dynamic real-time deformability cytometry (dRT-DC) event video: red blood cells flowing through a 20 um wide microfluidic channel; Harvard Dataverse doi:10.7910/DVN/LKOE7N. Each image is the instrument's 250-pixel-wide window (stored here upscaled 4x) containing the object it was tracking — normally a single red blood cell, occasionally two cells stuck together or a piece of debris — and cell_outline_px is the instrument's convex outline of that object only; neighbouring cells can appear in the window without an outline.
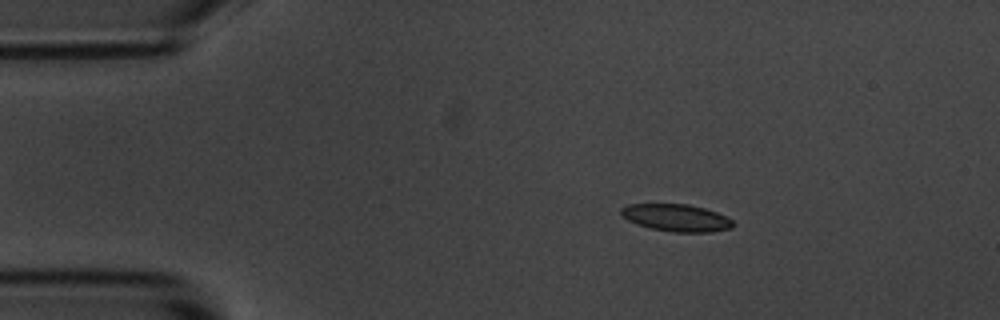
{"species": "common noctule bat (a hibernating species)", "species_latin": "Nyctalus noctula", "temperature_condition": "room temperature", "stored_images_in_passage": 5, "camera_frame_rate_fps": 3000, "um_per_image_px": 0.085, "animal": {"sex": "male", "body_mass_g": 20.1, "forearm_length_mm": 53.5}, "frame": {"image": 1, "passage_image": 2, "time_ms": 1.333, "image_size_px": [1000, 320], "cell_outline_px": [[736, 224], [732, 228], [712, 232], [672, 232], [652, 228], [636, 224], [620, 216], [620, 208], [628, 204], [688, 204], [704, 208], [716, 212], [732, 220]], "centroid_in_image_um": [57.47, 18.51], "position_along_channel_um": 27.5, "area_um2": 17.86}}
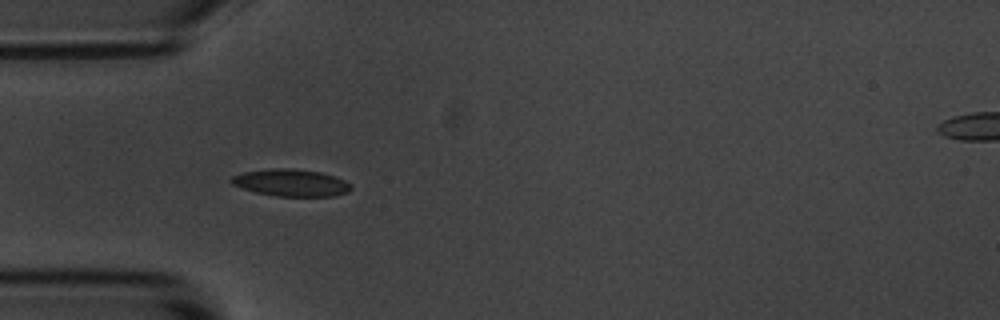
{"frame": {"image": 2, "passage_image": 4, "time_ms": 3.667, "image_size_px": [1000, 320], "cell_outline_px": [[352, 188], [348, 192], [332, 196], [276, 196], [256, 192], [232, 184], [228, 180], [232, 176], [244, 172], [276, 168], [292, 168], [320, 172], [336, 176], [352, 184]], "centroid_in_image_um": [24.77, 15.53], "position_along_channel_um": 60.2, "area_um2": 18.84}}